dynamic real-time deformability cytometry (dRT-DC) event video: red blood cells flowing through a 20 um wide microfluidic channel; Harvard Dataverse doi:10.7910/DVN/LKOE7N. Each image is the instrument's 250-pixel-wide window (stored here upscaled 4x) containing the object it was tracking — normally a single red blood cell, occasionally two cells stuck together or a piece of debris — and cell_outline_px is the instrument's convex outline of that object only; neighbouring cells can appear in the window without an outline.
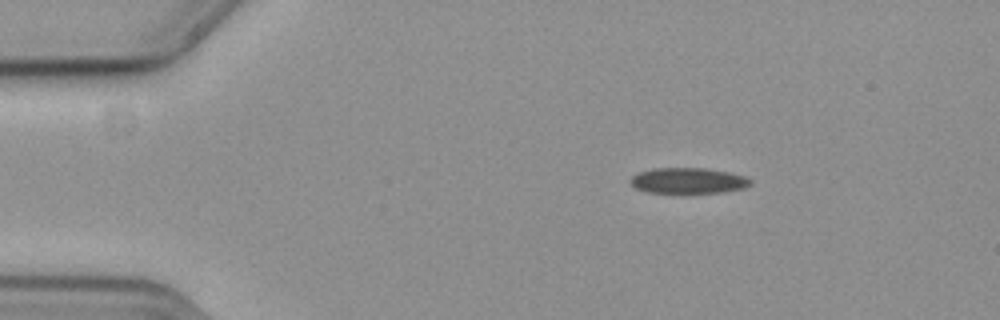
{"species": "common noctule bat (a hibernating species)", "species_latin": "Nyctalus noctula", "temperature_condition": "cold", "stored_images_in_passage": 49, "camera_frame_rate_fps": 3000, "um_per_image_px": 0.085, "animal": {"sex": "female", "body_mass_g": 19.3, "forearm_length_mm": 54.1}, "frame": {"image": 1, "passage_image": 1, "time_ms": 0.0, "image_size_px": [1000, 320], "cell_outline_px": [[752, 180], [748, 184], [740, 188], [720, 192], [648, 192], [636, 188], [628, 180], [632, 176], [640, 172], [656, 168], [704, 168], [728, 172], [744, 176]], "centroid_in_image_um": [58.44, 15.34], "position_along_channel_um": 26.6, "area_um2": 17.46}}
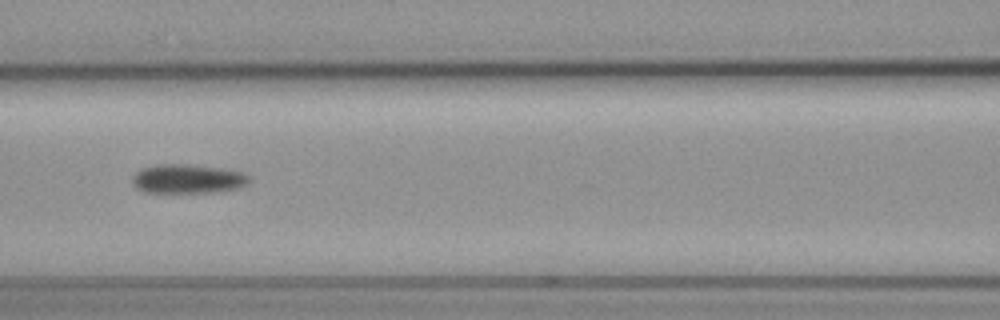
{"frame": {"image": 2, "passage_image": 17, "time_ms": 5.333, "image_size_px": [1000, 320], "cell_outline_px": [[252, 180], [248, 184], [240, 188], [216, 192], [144, 192], [136, 188], [132, 184], [132, 176], [136, 172], [144, 168], [156, 164], [188, 164], [220, 168], [244, 172]], "centroid_in_image_um": [15.98, 15.2], "position_along_channel_um": 150.6, "area_um2": 20.0}}
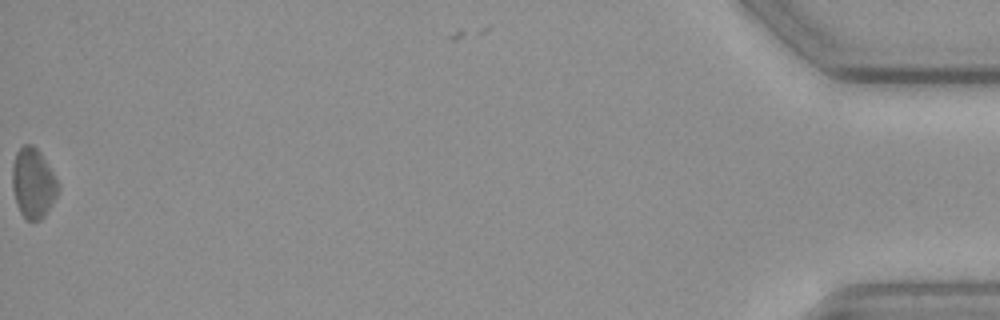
{"frame": {"image": 3, "passage_image": 49, "time_ms": 16.0, "image_size_px": [1000, 320], "cell_outline_px": [[56, 196], [44, 216], [40, 220], [28, 220], [20, 212], [12, 188], [12, 168], [16, 152], [24, 144], [32, 144], [40, 152], [52, 172], [56, 180]], "centroid_in_image_um": [2.78, 15.55], "position_along_channel_um": 432.4, "area_um2": 18.09}}